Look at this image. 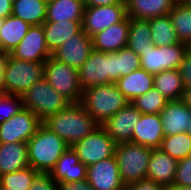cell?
Returning a JSON list of instances; mask_svg holds the SVG:
<instances>
[{
	"mask_svg": "<svg viewBox=\"0 0 191 190\" xmlns=\"http://www.w3.org/2000/svg\"><path fill=\"white\" fill-rule=\"evenodd\" d=\"M78 72L82 89L116 83L120 78L117 73V52L107 53L93 49Z\"/></svg>",
	"mask_w": 191,
	"mask_h": 190,
	"instance_id": "cell-6",
	"label": "cell"
},
{
	"mask_svg": "<svg viewBox=\"0 0 191 190\" xmlns=\"http://www.w3.org/2000/svg\"><path fill=\"white\" fill-rule=\"evenodd\" d=\"M46 10L44 0H16L12 4V15L30 25H42L46 20Z\"/></svg>",
	"mask_w": 191,
	"mask_h": 190,
	"instance_id": "cell-29",
	"label": "cell"
},
{
	"mask_svg": "<svg viewBox=\"0 0 191 190\" xmlns=\"http://www.w3.org/2000/svg\"><path fill=\"white\" fill-rule=\"evenodd\" d=\"M28 166L26 142L0 143V176Z\"/></svg>",
	"mask_w": 191,
	"mask_h": 190,
	"instance_id": "cell-23",
	"label": "cell"
},
{
	"mask_svg": "<svg viewBox=\"0 0 191 190\" xmlns=\"http://www.w3.org/2000/svg\"><path fill=\"white\" fill-rule=\"evenodd\" d=\"M2 21H3V19L0 18V28H1V26H2Z\"/></svg>",
	"mask_w": 191,
	"mask_h": 190,
	"instance_id": "cell-51",
	"label": "cell"
},
{
	"mask_svg": "<svg viewBox=\"0 0 191 190\" xmlns=\"http://www.w3.org/2000/svg\"><path fill=\"white\" fill-rule=\"evenodd\" d=\"M151 39L155 46H172L180 41L169 15L149 19Z\"/></svg>",
	"mask_w": 191,
	"mask_h": 190,
	"instance_id": "cell-30",
	"label": "cell"
},
{
	"mask_svg": "<svg viewBox=\"0 0 191 190\" xmlns=\"http://www.w3.org/2000/svg\"><path fill=\"white\" fill-rule=\"evenodd\" d=\"M152 44L149 20L129 18V35L127 47L138 56Z\"/></svg>",
	"mask_w": 191,
	"mask_h": 190,
	"instance_id": "cell-32",
	"label": "cell"
},
{
	"mask_svg": "<svg viewBox=\"0 0 191 190\" xmlns=\"http://www.w3.org/2000/svg\"><path fill=\"white\" fill-rule=\"evenodd\" d=\"M85 7H98L114 4H126L125 0H83Z\"/></svg>",
	"mask_w": 191,
	"mask_h": 190,
	"instance_id": "cell-43",
	"label": "cell"
},
{
	"mask_svg": "<svg viewBox=\"0 0 191 190\" xmlns=\"http://www.w3.org/2000/svg\"><path fill=\"white\" fill-rule=\"evenodd\" d=\"M173 184L191 186V155L178 161Z\"/></svg>",
	"mask_w": 191,
	"mask_h": 190,
	"instance_id": "cell-38",
	"label": "cell"
},
{
	"mask_svg": "<svg viewBox=\"0 0 191 190\" xmlns=\"http://www.w3.org/2000/svg\"><path fill=\"white\" fill-rule=\"evenodd\" d=\"M44 78L72 104L80 102L83 89L79 83V72L76 68L50 56L44 62Z\"/></svg>",
	"mask_w": 191,
	"mask_h": 190,
	"instance_id": "cell-8",
	"label": "cell"
},
{
	"mask_svg": "<svg viewBox=\"0 0 191 190\" xmlns=\"http://www.w3.org/2000/svg\"><path fill=\"white\" fill-rule=\"evenodd\" d=\"M141 114L142 113L130 102L101 126L116 144L130 142L134 126L137 125Z\"/></svg>",
	"mask_w": 191,
	"mask_h": 190,
	"instance_id": "cell-16",
	"label": "cell"
},
{
	"mask_svg": "<svg viewBox=\"0 0 191 190\" xmlns=\"http://www.w3.org/2000/svg\"><path fill=\"white\" fill-rule=\"evenodd\" d=\"M21 97L23 108L33 112L41 121L72 104L55 90L45 78L36 82Z\"/></svg>",
	"mask_w": 191,
	"mask_h": 190,
	"instance_id": "cell-5",
	"label": "cell"
},
{
	"mask_svg": "<svg viewBox=\"0 0 191 190\" xmlns=\"http://www.w3.org/2000/svg\"><path fill=\"white\" fill-rule=\"evenodd\" d=\"M31 26L28 22L14 15L3 19L0 28V49L10 54L25 37Z\"/></svg>",
	"mask_w": 191,
	"mask_h": 190,
	"instance_id": "cell-27",
	"label": "cell"
},
{
	"mask_svg": "<svg viewBox=\"0 0 191 190\" xmlns=\"http://www.w3.org/2000/svg\"><path fill=\"white\" fill-rule=\"evenodd\" d=\"M184 88L191 87V55L186 53L184 59L179 67Z\"/></svg>",
	"mask_w": 191,
	"mask_h": 190,
	"instance_id": "cell-41",
	"label": "cell"
},
{
	"mask_svg": "<svg viewBox=\"0 0 191 190\" xmlns=\"http://www.w3.org/2000/svg\"><path fill=\"white\" fill-rule=\"evenodd\" d=\"M154 75L139 68L116 81L119 91L129 102L149 91L154 85Z\"/></svg>",
	"mask_w": 191,
	"mask_h": 190,
	"instance_id": "cell-24",
	"label": "cell"
},
{
	"mask_svg": "<svg viewBox=\"0 0 191 190\" xmlns=\"http://www.w3.org/2000/svg\"><path fill=\"white\" fill-rule=\"evenodd\" d=\"M186 53L187 45L184 43L162 47L152 43L139 56L140 67L153 75L164 70L179 69Z\"/></svg>",
	"mask_w": 191,
	"mask_h": 190,
	"instance_id": "cell-9",
	"label": "cell"
},
{
	"mask_svg": "<svg viewBox=\"0 0 191 190\" xmlns=\"http://www.w3.org/2000/svg\"><path fill=\"white\" fill-rule=\"evenodd\" d=\"M169 100L166 99L154 86L142 94L136 97L131 103L142 114H160Z\"/></svg>",
	"mask_w": 191,
	"mask_h": 190,
	"instance_id": "cell-35",
	"label": "cell"
},
{
	"mask_svg": "<svg viewBox=\"0 0 191 190\" xmlns=\"http://www.w3.org/2000/svg\"><path fill=\"white\" fill-rule=\"evenodd\" d=\"M42 121L30 110L22 108L0 124V143L26 142L36 133Z\"/></svg>",
	"mask_w": 191,
	"mask_h": 190,
	"instance_id": "cell-11",
	"label": "cell"
},
{
	"mask_svg": "<svg viewBox=\"0 0 191 190\" xmlns=\"http://www.w3.org/2000/svg\"><path fill=\"white\" fill-rule=\"evenodd\" d=\"M177 0H125L129 18L149 20L169 15Z\"/></svg>",
	"mask_w": 191,
	"mask_h": 190,
	"instance_id": "cell-22",
	"label": "cell"
},
{
	"mask_svg": "<svg viewBox=\"0 0 191 190\" xmlns=\"http://www.w3.org/2000/svg\"><path fill=\"white\" fill-rule=\"evenodd\" d=\"M12 4L10 0H0V18L5 19L12 15Z\"/></svg>",
	"mask_w": 191,
	"mask_h": 190,
	"instance_id": "cell-44",
	"label": "cell"
},
{
	"mask_svg": "<svg viewBox=\"0 0 191 190\" xmlns=\"http://www.w3.org/2000/svg\"><path fill=\"white\" fill-rule=\"evenodd\" d=\"M29 190H58V185L50 173L39 172Z\"/></svg>",
	"mask_w": 191,
	"mask_h": 190,
	"instance_id": "cell-39",
	"label": "cell"
},
{
	"mask_svg": "<svg viewBox=\"0 0 191 190\" xmlns=\"http://www.w3.org/2000/svg\"><path fill=\"white\" fill-rule=\"evenodd\" d=\"M165 136L185 133L188 120L191 118V108L180 100H170L160 113Z\"/></svg>",
	"mask_w": 191,
	"mask_h": 190,
	"instance_id": "cell-19",
	"label": "cell"
},
{
	"mask_svg": "<svg viewBox=\"0 0 191 190\" xmlns=\"http://www.w3.org/2000/svg\"><path fill=\"white\" fill-rule=\"evenodd\" d=\"M42 124L61 137L69 147L100 126L79 103L46 117Z\"/></svg>",
	"mask_w": 191,
	"mask_h": 190,
	"instance_id": "cell-1",
	"label": "cell"
},
{
	"mask_svg": "<svg viewBox=\"0 0 191 190\" xmlns=\"http://www.w3.org/2000/svg\"><path fill=\"white\" fill-rule=\"evenodd\" d=\"M128 35L129 17L126 16L121 22L93 35L91 37L93 49L107 53L117 52L127 47Z\"/></svg>",
	"mask_w": 191,
	"mask_h": 190,
	"instance_id": "cell-18",
	"label": "cell"
},
{
	"mask_svg": "<svg viewBox=\"0 0 191 190\" xmlns=\"http://www.w3.org/2000/svg\"><path fill=\"white\" fill-rule=\"evenodd\" d=\"M116 143L100 125L81 141L75 143L73 150L79 161L87 167L115 155Z\"/></svg>",
	"mask_w": 191,
	"mask_h": 190,
	"instance_id": "cell-10",
	"label": "cell"
},
{
	"mask_svg": "<svg viewBox=\"0 0 191 190\" xmlns=\"http://www.w3.org/2000/svg\"><path fill=\"white\" fill-rule=\"evenodd\" d=\"M152 148L131 142L117 143L115 158L123 184H129L146 178Z\"/></svg>",
	"mask_w": 191,
	"mask_h": 190,
	"instance_id": "cell-7",
	"label": "cell"
},
{
	"mask_svg": "<svg viewBox=\"0 0 191 190\" xmlns=\"http://www.w3.org/2000/svg\"><path fill=\"white\" fill-rule=\"evenodd\" d=\"M7 56H8V53L0 49V93H2V87H3L2 72H3V67H4Z\"/></svg>",
	"mask_w": 191,
	"mask_h": 190,
	"instance_id": "cell-45",
	"label": "cell"
},
{
	"mask_svg": "<svg viewBox=\"0 0 191 190\" xmlns=\"http://www.w3.org/2000/svg\"><path fill=\"white\" fill-rule=\"evenodd\" d=\"M128 103L130 102L119 91L116 83L83 89L79 102L99 125L105 123Z\"/></svg>",
	"mask_w": 191,
	"mask_h": 190,
	"instance_id": "cell-3",
	"label": "cell"
},
{
	"mask_svg": "<svg viewBox=\"0 0 191 190\" xmlns=\"http://www.w3.org/2000/svg\"><path fill=\"white\" fill-rule=\"evenodd\" d=\"M126 190H166V186L145 178L129 184Z\"/></svg>",
	"mask_w": 191,
	"mask_h": 190,
	"instance_id": "cell-40",
	"label": "cell"
},
{
	"mask_svg": "<svg viewBox=\"0 0 191 190\" xmlns=\"http://www.w3.org/2000/svg\"><path fill=\"white\" fill-rule=\"evenodd\" d=\"M191 6V0H185Z\"/></svg>",
	"mask_w": 191,
	"mask_h": 190,
	"instance_id": "cell-50",
	"label": "cell"
},
{
	"mask_svg": "<svg viewBox=\"0 0 191 190\" xmlns=\"http://www.w3.org/2000/svg\"><path fill=\"white\" fill-rule=\"evenodd\" d=\"M187 125H188L187 133L191 136V118H189Z\"/></svg>",
	"mask_w": 191,
	"mask_h": 190,
	"instance_id": "cell-48",
	"label": "cell"
},
{
	"mask_svg": "<svg viewBox=\"0 0 191 190\" xmlns=\"http://www.w3.org/2000/svg\"><path fill=\"white\" fill-rule=\"evenodd\" d=\"M177 166L178 161L160 148L152 149L146 178L167 187L174 182Z\"/></svg>",
	"mask_w": 191,
	"mask_h": 190,
	"instance_id": "cell-20",
	"label": "cell"
},
{
	"mask_svg": "<svg viewBox=\"0 0 191 190\" xmlns=\"http://www.w3.org/2000/svg\"><path fill=\"white\" fill-rule=\"evenodd\" d=\"M51 54L45 42L42 25H32L25 37L10 52L16 59L31 62H45Z\"/></svg>",
	"mask_w": 191,
	"mask_h": 190,
	"instance_id": "cell-15",
	"label": "cell"
},
{
	"mask_svg": "<svg viewBox=\"0 0 191 190\" xmlns=\"http://www.w3.org/2000/svg\"><path fill=\"white\" fill-rule=\"evenodd\" d=\"M23 108L22 97L0 93V124L9 120Z\"/></svg>",
	"mask_w": 191,
	"mask_h": 190,
	"instance_id": "cell-37",
	"label": "cell"
},
{
	"mask_svg": "<svg viewBox=\"0 0 191 190\" xmlns=\"http://www.w3.org/2000/svg\"><path fill=\"white\" fill-rule=\"evenodd\" d=\"M164 136L160 114H141L130 142L157 149L160 148Z\"/></svg>",
	"mask_w": 191,
	"mask_h": 190,
	"instance_id": "cell-17",
	"label": "cell"
},
{
	"mask_svg": "<svg viewBox=\"0 0 191 190\" xmlns=\"http://www.w3.org/2000/svg\"><path fill=\"white\" fill-rule=\"evenodd\" d=\"M39 172L28 166L0 176V186L5 190H29Z\"/></svg>",
	"mask_w": 191,
	"mask_h": 190,
	"instance_id": "cell-34",
	"label": "cell"
},
{
	"mask_svg": "<svg viewBox=\"0 0 191 190\" xmlns=\"http://www.w3.org/2000/svg\"><path fill=\"white\" fill-rule=\"evenodd\" d=\"M166 190H191V186L171 184L166 187Z\"/></svg>",
	"mask_w": 191,
	"mask_h": 190,
	"instance_id": "cell-47",
	"label": "cell"
},
{
	"mask_svg": "<svg viewBox=\"0 0 191 190\" xmlns=\"http://www.w3.org/2000/svg\"><path fill=\"white\" fill-rule=\"evenodd\" d=\"M126 16V4L85 7L82 29L89 37H92L113 24L121 22Z\"/></svg>",
	"mask_w": 191,
	"mask_h": 190,
	"instance_id": "cell-12",
	"label": "cell"
},
{
	"mask_svg": "<svg viewBox=\"0 0 191 190\" xmlns=\"http://www.w3.org/2000/svg\"><path fill=\"white\" fill-rule=\"evenodd\" d=\"M45 42L52 53L68 38L77 34L82 29V21L44 22L42 24Z\"/></svg>",
	"mask_w": 191,
	"mask_h": 190,
	"instance_id": "cell-26",
	"label": "cell"
},
{
	"mask_svg": "<svg viewBox=\"0 0 191 190\" xmlns=\"http://www.w3.org/2000/svg\"><path fill=\"white\" fill-rule=\"evenodd\" d=\"M182 100L191 108V87L185 88Z\"/></svg>",
	"mask_w": 191,
	"mask_h": 190,
	"instance_id": "cell-46",
	"label": "cell"
},
{
	"mask_svg": "<svg viewBox=\"0 0 191 190\" xmlns=\"http://www.w3.org/2000/svg\"><path fill=\"white\" fill-rule=\"evenodd\" d=\"M58 190H94L87 180L76 182H58Z\"/></svg>",
	"mask_w": 191,
	"mask_h": 190,
	"instance_id": "cell-42",
	"label": "cell"
},
{
	"mask_svg": "<svg viewBox=\"0 0 191 190\" xmlns=\"http://www.w3.org/2000/svg\"><path fill=\"white\" fill-rule=\"evenodd\" d=\"M2 76V93L21 96L44 78V62L22 61L8 54Z\"/></svg>",
	"mask_w": 191,
	"mask_h": 190,
	"instance_id": "cell-4",
	"label": "cell"
},
{
	"mask_svg": "<svg viewBox=\"0 0 191 190\" xmlns=\"http://www.w3.org/2000/svg\"><path fill=\"white\" fill-rule=\"evenodd\" d=\"M87 166L79 161L77 153L68 147L50 171L52 178L58 182H76L86 180Z\"/></svg>",
	"mask_w": 191,
	"mask_h": 190,
	"instance_id": "cell-21",
	"label": "cell"
},
{
	"mask_svg": "<svg viewBox=\"0 0 191 190\" xmlns=\"http://www.w3.org/2000/svg\"><path fill=\"white\" fill-rule=\"evenodd\" d=\"M141 68L140 57L130 48L124 47L117 51V73L120 77Z\"/></svg>",
	"mask_w": 191,
	"mask_h": 190,
	"instance_id": "cell-36",
	"label": "cell"
},
{
	"mask_svg": "<svg viewBox=\"0 0 191 190\" xmlns=\"http://www.w3.org/2000/svg\"><path fill=\"white\" fill-rule=\"evenodd\" d=\"M153 85L169 101L183 98L185 88L179 69L156 73Z\"/></svg>",
	"mask_w": 191,
	"mask_h": 190,
	"instance_id": "cell-28",
	"label": "cell"
},
{
	"mask_svg": "<svg viewBox=\"0 0 191 190\" xmlns=\"http://www.w3.org/2000/svg\"><path fill=\"white\" fill-rule=\"evenodd\" d=\"M86 180L94 190H125L115 156L87 167Z\"/></svg>",
	"mask_w": 191,
	"mask_h": 190,
	"instance_id": "cell-13",
	"label": "cell"
},
{
	"mask_svg": "<svg viewBox=\"0 0 191 190\" xmlns=\"http://www.w3.org/2000/svg\"><path fill=\"white\" fill-rule=\"evenodd\" d=\"M83 0H52L47 2L45 22L82 21Z\"/></svg>",
	"mask_w": 191,
	"mask_h": 190,
	"instance_id": "cell-25",
	"label": "cell"
},
{
	"mask_svg": "<svg viewBox=\"0 0 191 190\" xmlns=\"http://www.w3.org/2000/svg\"><path fill=\"white\" fill-rule=\"evenodd\" d=\"M187 53L191 55V41L187 44Z\"/></svg>",
	"mask_w": 191,
	"mask_h": 190,
	"instance_id": "cell-49",
	"label": "cell"
},
{
	"mask_svg": "<svg viewBox=\"0 0 191 190\" xmlns=\"http://www.w3.org/2000/svg\"><path fill=\"white\" fill-rule=\"evenodd\" d=\"M180 43L191 41V6L185 0H177L169 12Z\"/></svg>",
	"mask_w": 191,
	"mask_h": 190,
	"instance_id": "cell-31",
	"label": "cell"
},
{
	"mask_svg": "<svg viewBox=\"0 0 191 190\" xmlns=\"http://www.w3.org/2000/svg\"><path fill=\"white\" fill-rule=\"evenodd\" d=\"M69 146L42 123L27 141L29 166L43 173H50Z\"/></svg>",
	"mask_w": 191,
	"mask_h": 190,
	"instance_id": "cell-2",
	"label": "cell"
},
{
	"mask_svg": "<svg viewBox=\"0 0 191 190\" xmlns=\"http://www.w3.org/2000/svg\"><path fill=\"white\" fill-rule=\"evenodd\" d=\"M160 149L177 161L191 155V136L185 133L164 136Z\"/></svg>",
	"mask_w": 191,
	"mask_h": 190,
	"instance_id": "cell-33",
	"label": "cell"
},
{
	"mask_svg": "<svg viewBox=\"0 0 191 190\" xmlns=\"http://www.w3.org/2000/svg\"><path fill=\"white\" fill-rule=\"evenodd\" d=\"M93 50L92 39L83 29L61 44L51 56L77 70L83 65Z\"/></svg>",
	"mask_w": 191,
	"mask_h": 190,
	"instance_id": "cell-14",
	"label": "cell"
}]
</instances>
